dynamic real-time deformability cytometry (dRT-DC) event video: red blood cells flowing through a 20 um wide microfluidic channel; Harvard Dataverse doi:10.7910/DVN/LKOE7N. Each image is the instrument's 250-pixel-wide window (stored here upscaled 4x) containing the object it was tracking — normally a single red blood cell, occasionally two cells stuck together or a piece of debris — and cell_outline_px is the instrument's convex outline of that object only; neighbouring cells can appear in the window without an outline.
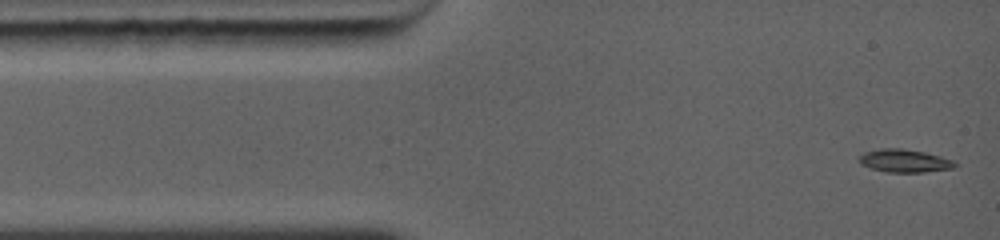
{"species": "common noctule bat (a hibernating species)", "species_latin": "Nyctalus noctula", "temperature_condition": "warm", "stored_images_in_passage": 27, "camera_frame_rate_fps": 5000, "um_per_image_px": 0.085, "animal": {"sex": "female", "body_mass_g": 19.0, "forearm_length_mm": 56.7}, "frame": {"image": 1, "passage_image": 1, "time_ms": 0.0, "image_size_px": [1000, 240], "cell_outline_px": [[960, 164], [952, 168], [924, 172], [888, 172], [868, 168], [860, 164], [860, 156], [864, 152], [880, 148], [904, 148], [924, 152], [940, 156], [952, 160]], "centroid_in_image_um": [76.87, 13.66], "position_along_channel_um": 8.1, "area_um2": 12.89}}
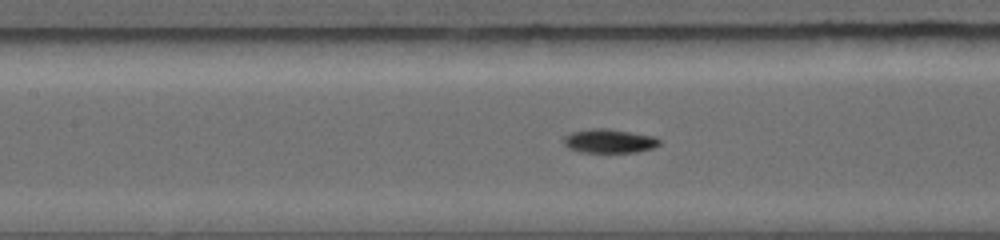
{"frame": {"image": 2, "passage_image": 12, "time_ms": 4.8, "image_size_px": [1000, 240], "cell_outline_px": [[660, 144], [652, 148], [636, 152], [580, 152], [568, 148], [564, 144], [564, 136], [572, 132], [628, 132], [648, 136], [660, 140]], "centroid_in_image_um": [51.78, 12.07], "position_along_channel_um": 155.6, "area_um2": 12.02}}
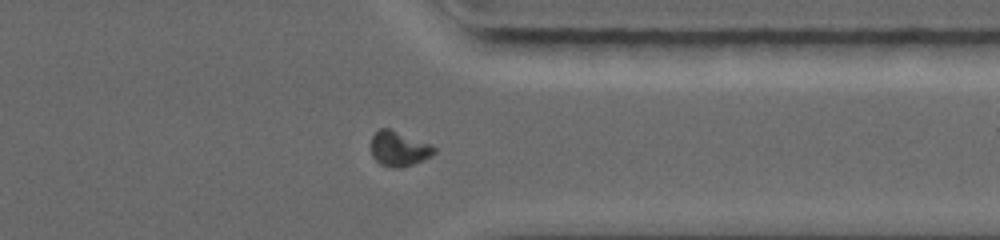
{"frame": {"image": 3, "passage_image": 23, "time_ms": 9.8, "image_size_px": [1000, 240], "cell_outline_px": [[436, 152], [432, 156], [424, 160], [404, 168], [392, 168], [380, 164], [372, 156], [372, 136], [380, 128], [388, 128], [428, 144], [436, 148]], "centroid_in_image_um": [33.91, 12.68], "position_along_channel_um": 377.5, "area_um2": 12.72}, "authors_computed_cell_mechanics": {"area_um2": 12.6582, "velocity_mm_per_s": 4.4569, "shape_relaxation_time_tau1_ms": 5.1693, "shape_relaxation_time_tau2_ms": null, "deformation_change_tau1": 0.2148, "deformation_change_tau2": null}}